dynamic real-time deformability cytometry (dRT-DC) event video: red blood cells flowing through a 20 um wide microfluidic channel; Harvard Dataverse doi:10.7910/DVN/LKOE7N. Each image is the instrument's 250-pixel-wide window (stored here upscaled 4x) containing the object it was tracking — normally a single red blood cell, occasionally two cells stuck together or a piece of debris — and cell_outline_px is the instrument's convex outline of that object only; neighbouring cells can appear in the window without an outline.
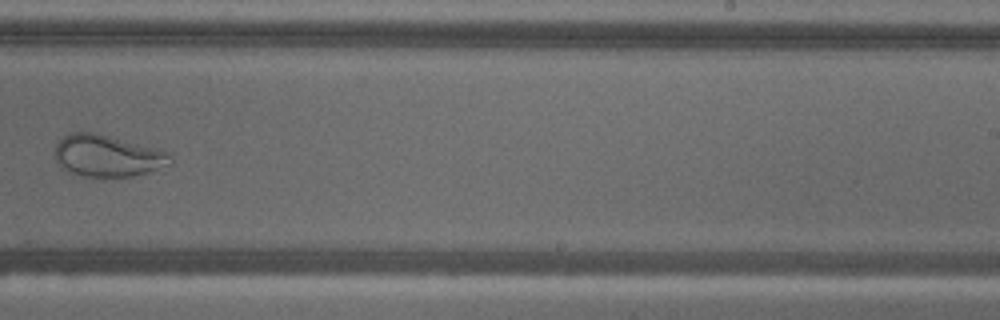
{"species": "common noctule bat (a hibernating species)", "species_latin": "Nyctalus noctula", "temperature_condition": "warm", "stored_images_in_passage": 12, "camera_frame_rate_fps": 3000, "um_per_image_px": 0.085, "animal": {"sex": "male", "body_mass_g": 18.8}, "frame": {"image": 1, "passage_image": 9, "time_ms": 2.667, "image_size_px": [1000, 320], "cell_outline_px": [[172, 164], [148, 172], [132, 176], [104, 180], [92, 180], [68, 172], [60, 168], [56, 164], [52, 152], [56, 144], [68, 132], [100, 132], [172, 152]], "centroid_in_image_um": [9.1, 13.28], "position_along_channel_um": 279.9, "area_um2": 29.94}}